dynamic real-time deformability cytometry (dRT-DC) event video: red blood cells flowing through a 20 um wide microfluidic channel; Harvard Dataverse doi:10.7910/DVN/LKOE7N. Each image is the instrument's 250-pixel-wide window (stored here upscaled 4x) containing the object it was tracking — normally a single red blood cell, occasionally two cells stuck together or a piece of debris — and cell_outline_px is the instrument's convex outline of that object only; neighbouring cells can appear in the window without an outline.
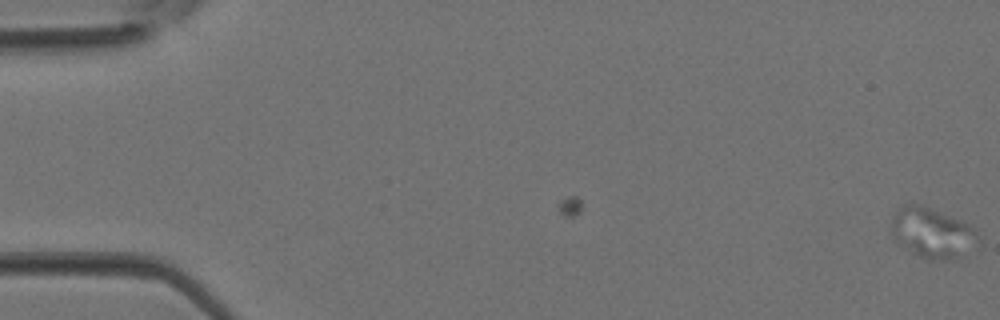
{"species": "Egyptian fruit bat (a non-hibernating species)", "species_latin": "Rousettus aegyptiacus", "temperature_condition": "room temperature", "stored_images_in_passage": 3, "camera_frame_rate_fps": 3000, "um_per_image_px": 0.085, "animal": {"sex": "female"}, "frame": {"image": 1, "passage_image": 3, "time_ms": 0.667, "image_size_px": [1000, 320], "cell_outline_px": [[980, 248], [956, 260], [928, 260], [896, 244], [892, 236], [892, 216], [904, 204], [920, 204], [968, 224], [976, 232], [980, 240]], "centroid_in_image_um": [79.29, 19.86], "position_along_channel_um": 5.7, "area_um2": 25.84}}